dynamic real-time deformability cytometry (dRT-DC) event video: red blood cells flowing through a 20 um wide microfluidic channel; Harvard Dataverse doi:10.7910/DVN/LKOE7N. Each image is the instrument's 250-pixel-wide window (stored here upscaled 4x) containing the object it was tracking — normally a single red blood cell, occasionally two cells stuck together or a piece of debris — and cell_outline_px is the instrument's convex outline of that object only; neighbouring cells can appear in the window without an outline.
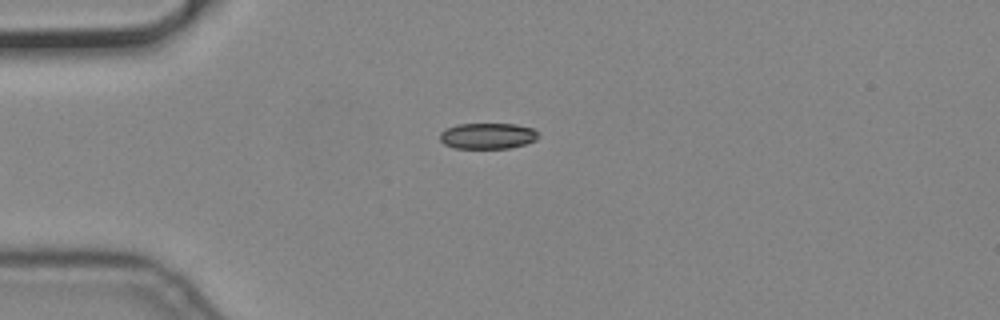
{"species": "common noctule bat (a hibernating species)", "species_latin": "Nyctalus noctula", "temperature_condition": "cold", "stored_images_in_passage": 5, "camera_frame_rate_fps": 3000, "um_per_image_px": 0.085, "animal": {"sex": "male", "body_mass_g": 19.2, "forearm_length_mm": 51.8}, "frame": {"image": 1, "passage_image": 5, "time_ms": 1.333, "image_size_px": [1000, 320], "cell_outline_px": [[540, 136], [536, 140], [524, 144], [508, 148], [456, 148], [444, 144], [440, 140], [440, 132], [444, 128], [460, 124], [516, 124], [532, 128]], "centroid_in_image_um": [41.43, 11.55], "position_along_channel_um": 43.6, "area_um2": 14.85}}